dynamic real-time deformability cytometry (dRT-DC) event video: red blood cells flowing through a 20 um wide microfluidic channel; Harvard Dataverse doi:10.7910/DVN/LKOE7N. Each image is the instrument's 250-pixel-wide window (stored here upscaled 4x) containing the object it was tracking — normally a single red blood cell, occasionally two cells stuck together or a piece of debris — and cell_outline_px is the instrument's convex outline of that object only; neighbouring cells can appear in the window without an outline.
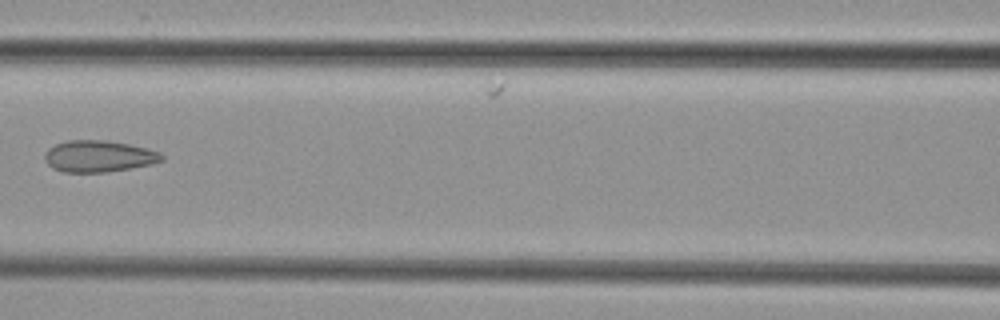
{"species": "common noctule bat (a hibernating species)", "species_latin": "Nyctalus noctula", "temperature_condition": "cold", "stored_images_in_passage": 4, "camera_frame_rate_fps": 3000, "um_per_image_px": 0.085, "animal": {"sex": "female", "body_mass_g": 29.2, "forearm_length_mm": 56.3}, "frame": {"image": 1, "passage_image": 4, "time_ms": 4.667, "image_size_px": [1000, 320], "cell_outline_px": [[164, 160], [152, 164], [104, 172], [64, 172], [52, 168], [44, 160], [44, 152], [48, 148], [56, 144], [68, 140], [108, 140], [128, 144], [160, 152], [164, 156]], "centroid_in_image_um": [8.36, 13.27], "position_along_channel_um": 158.2, "area_um2": 21.5}}